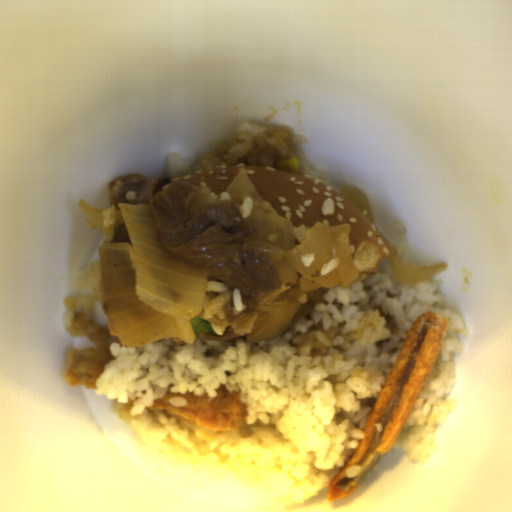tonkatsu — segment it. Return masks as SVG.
I'll list each match as a JSON object with an SVG mask.
<instances>
[{
  "mask_svg": "<svg viewBox=\"0 0 512 512\" xmlns=\"http://www.w3.org/2000/svg\"><path fill=\"white\" fill-rule=\"evenodd\" d=\"M217 396L211 398L208 392L198 396L193 392H167L164 398L154 399L146 410H165L175 416L184 417L194 424L215 431L238 432L247 416V405L242 401L241 390L228 391L225 384L215 389ZM172 396L183 397L188 403L175 408L168 402Z\"/></svg>",
  "mask_w": 512,
  "mask_h": 512,
  "instance_id": "3a3dc1c2",
  "label": "tonkatsu"
},
{
  "mask_svg": "<svg viewBox=\"0 0 512 512\" xmlns=\"http://www.w3.org/2000/svg\"><path fill=\"white\" fill-rule=\"evenodd\" d=\"M448 326L449 317L430 311L422 312L414 321L367 418L364 437L348 464L328 485L327 501L349 496L390 451L438 359ZM380 422L383 431L378 433L374 424ZM351 465L362 470L349 479L345 471Z\"/></svg>",
  "mask_w": 512,
  "mask_h": 512,
  "instance_id": "d4beea91",
  "label": "tonkatsu"
},
{
  "mask_svg": "<svg viewBox=\"0 0 512 512\" xmlns=\"http://www.w3.org/2000/svg\"><path fill=\"white\" fill-rule=\"evenodd\" d=\"M111 352L94 347L74 348L69 357V367L65 373L67 384L97 389L96 383L107 363L113 360Z\"/></svg>",
  "mask_w": 512,
  "mask_h": 512,
  "instance_id": "08166bc2",
  "label": "tonkatsu"
}]
</instances>
